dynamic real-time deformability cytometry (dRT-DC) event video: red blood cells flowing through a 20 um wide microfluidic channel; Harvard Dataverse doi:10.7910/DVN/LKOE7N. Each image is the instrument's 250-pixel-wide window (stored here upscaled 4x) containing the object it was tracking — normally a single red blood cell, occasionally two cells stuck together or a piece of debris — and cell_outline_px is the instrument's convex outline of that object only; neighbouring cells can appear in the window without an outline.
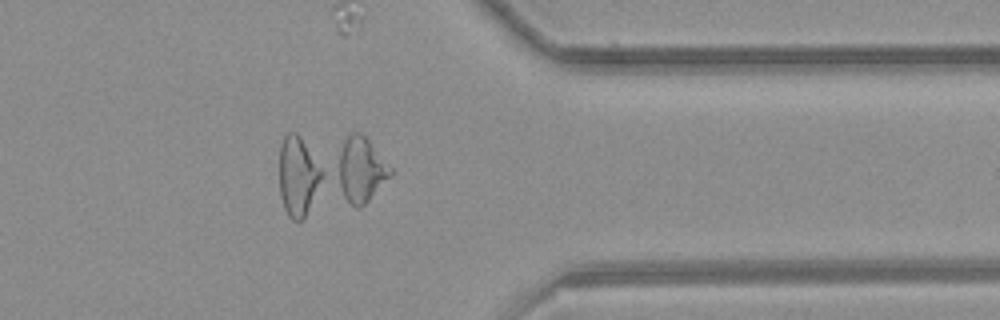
{"species": "common noctule bat (a hibernating species)", "species_latin": "Nyctalus noctula", "temperature_condition": "room temperature", "stored_images_in_passage": 36, "camera_frame_rate_fps": 3000, "um_per_image_px": 0.085, "animal": {"sex": "female", "body_mass_g": 21.9}, "frame": {"image": 1, "passage_image": 26, "time_ms": 8.333, "image_size_px": [1000, 320], "cell_outline_px": [[392, 176], [360, 208], [356, 208], [344, 196], [332, 176], [332, 172], [344, 140], [352, 132], [360, 132], [368, 140], [392, 168]], "centroid_in_image_um": [30.61, 14.43], "position_along_channel_um": 380.8, "area_um2": 20.46}, "authors_computed_cell_mechanics": {"area_um2": 19.0162, "velocity_mm_per_s": 3.9494, "shape_relaxation_time_tau1_ms": null, "shape_relaxation_time_tau2_ms": 1.7614, "deformation_change_tau1": null, "deformation_change_tau2": 0.091}}